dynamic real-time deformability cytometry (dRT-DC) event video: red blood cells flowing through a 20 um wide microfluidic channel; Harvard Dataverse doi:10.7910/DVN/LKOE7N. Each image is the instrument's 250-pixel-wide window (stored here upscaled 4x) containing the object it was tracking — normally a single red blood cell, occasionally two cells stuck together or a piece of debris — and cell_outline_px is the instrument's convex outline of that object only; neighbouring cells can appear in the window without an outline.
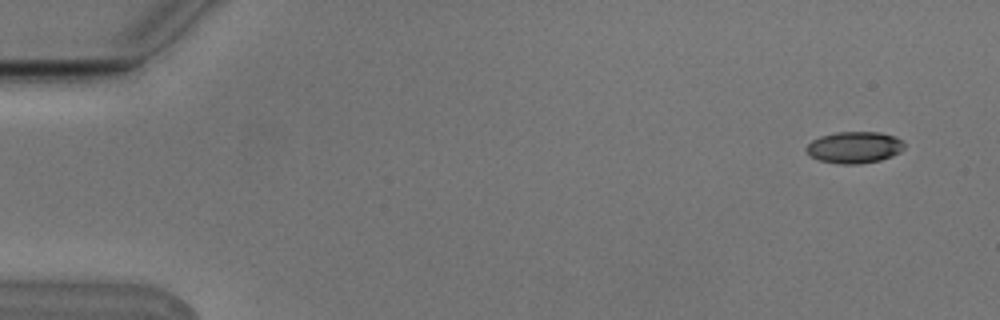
{"species": "Egyptian fruit bat (a non-hibernating species)", "species_latin": "Rousettus aegyptiacus", "temperature_condition": "cold", "stored_images_in_passage": 8, "camera_frame_rate_fps": 3000, "um_per_image_px": 0.085, "animal": {"sex": "male"}, "frame": {"image": 1, "passage_image": 1, "time_ms": 0.0, "image_size_px": [1000, 320], "cell_outline_px": [[904, 148], [900, 152], [892, 156], [880, 160], [860, 164], [840, 164], [820, 160], [812, 156], [804, 148], [812, 140], [820, 136], [836, 132], [880, 132], [892, 136], [900, 140], [904, 144]], "centroid_in_image_um": [72.61, 12.53], "position_along_channel_um": 12.4, "area_um2": 17.92}}
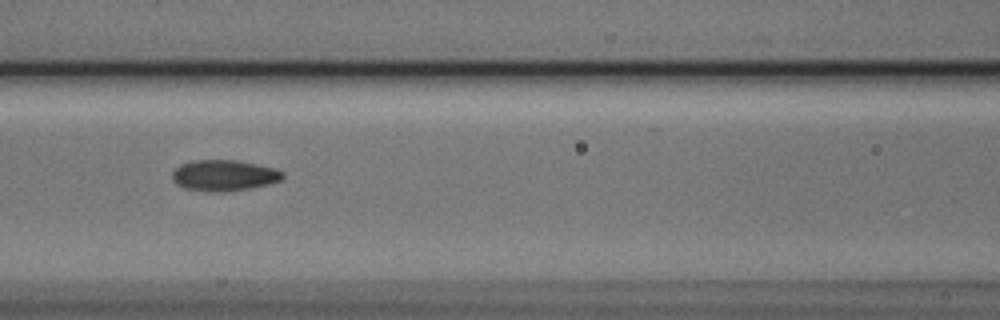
{"frame": {"image": 2, "passage_image": 7, "time_ms": 2.0, "image_size_px": [1000, 320], "cell_outline_px": [[284, 176], [280, 180], [268, 184], [248, 188], [224, 192], [208, 192], [184, 188], [176, 184], [172, 180], [172, 172], [180, 164], [192, 160], [236, 160], [256, 164], [272, 168], [284, 172]], "centroid_in_image_um": [18.99, 14.91], "position_along_channel_um": 147.6, "area_um2": 19.94}}
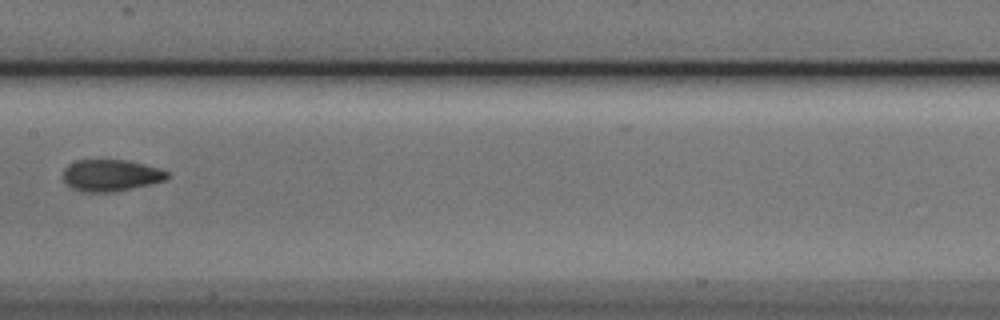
{"frame": {"image": 3, "passage_image": 8, "time_ms": 2.333, "image_size_px": [1000, 320], "cell_outline_px": [[168, 176], [164, 180], [152, 184], [112, 192], [80, 192], [72, 188], [64, 180], [64, 168], [68, 164], [76, 160], [128, 160], [160, 168], [168, 172]], "centroid_in_image_um": [9.42, 14.9], "position_along_channel_um": 198.0, "area_um2": 19.25}}